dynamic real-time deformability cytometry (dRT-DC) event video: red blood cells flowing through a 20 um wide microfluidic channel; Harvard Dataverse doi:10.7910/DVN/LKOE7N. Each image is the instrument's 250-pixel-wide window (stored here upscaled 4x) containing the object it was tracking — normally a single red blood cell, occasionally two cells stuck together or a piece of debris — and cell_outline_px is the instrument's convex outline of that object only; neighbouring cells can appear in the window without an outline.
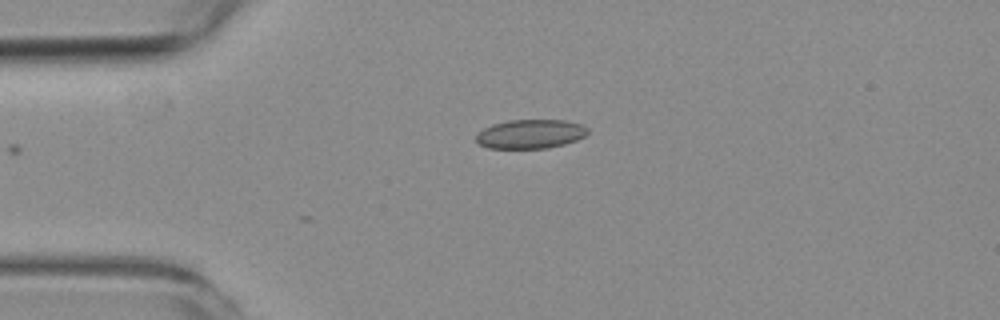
{"species": "common noctule bat (a hibernating species)", "species_latin": "Nyctalus noctula", "temperature_condition": "room temperature", "stored_images_in_passage": 3, "camera_frame_rate_fps": 3000, "um_per_image_px": 0.085, "animal": {"sex": "female", "body_mass_g": 19.3, "forearm_length_mm": 54.1}, "frame": {"image": 1, "passage_image": 3, "time_ms": 2.667, "image_size_px": [1000, 320], "cell_outline_px": [[588, 132], [584, 136], [576, 140], [564, 144], [548, 148], [488, 148], [480, 144], [476, 140], [476, 136], [484, 128], [492, 124], [508, 120], [564, 120], [580, 124], [588, 128]], "centroid_in_image_um": [45.09, 11.38], "position_along_channel_um": 39.9, "area_um2": 18.79}}